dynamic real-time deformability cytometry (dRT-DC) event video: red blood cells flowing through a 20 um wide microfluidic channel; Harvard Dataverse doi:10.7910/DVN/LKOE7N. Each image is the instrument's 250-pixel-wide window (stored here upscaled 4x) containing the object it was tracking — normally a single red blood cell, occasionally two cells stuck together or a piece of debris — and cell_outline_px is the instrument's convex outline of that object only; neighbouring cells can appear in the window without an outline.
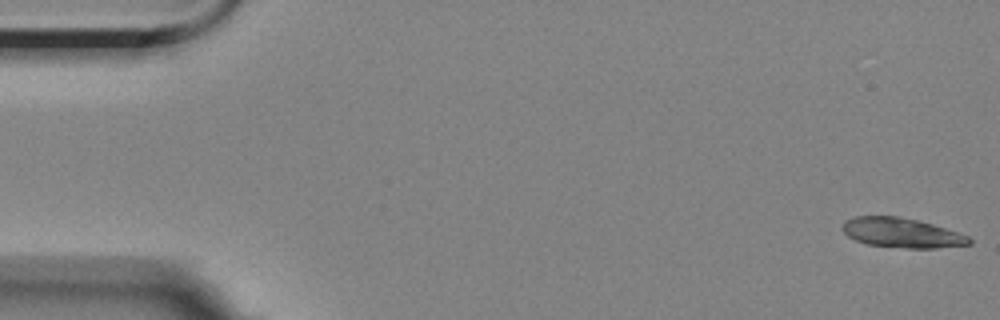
{"species": "Egyptian fruit bat (a non-hibernating species)", "species_latin": "Rousettus aegyptiacus", "temperature_condition": "room temperature", "stored_images_in_passage": 5, "camera_frame_rate_fps": 3000, "um_per_image_px": 0.085, "animal": {"sex": "female"}, "frame": {"image": 1, "passage_image": 1, "time_ms": 0.0, "image_size_px": [1000, 320], "cell_outline_px": [[972, 244], [936, 248], [908, 248], [868, 244], [856, 240], [848, 236], [844, 232], [844, 224], [848, 220], [856, 216], [896, 216], [916, 220], [932, 224], [968, 236], [972, 240]], "centroid_in_image_um": [76.68, 19.79], "position_along_channel_um": 8.3, "area_um2": 21.44}}
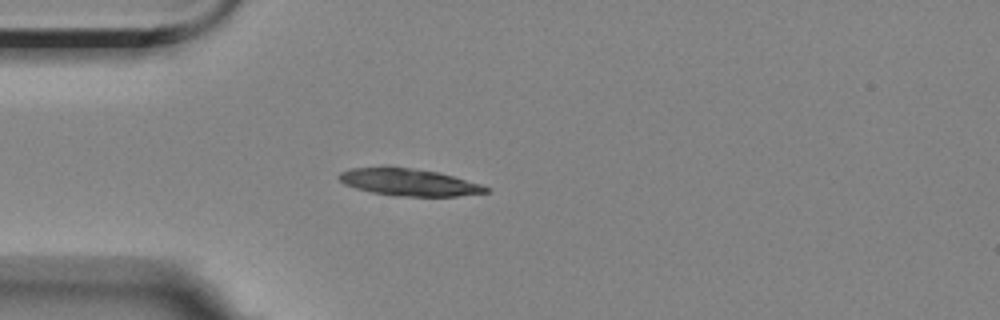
{"frame": {"image": 2, "passage_image": 5, "time_ms": 4.667, "image_size_px": [1000, 320], "cell_outline_px": [[488, 192], [456, 196], [396, 196], [372, 192], [356, 188], [344, 184], [336, 176], [340, 172], [352, 168], [412, 168], [436, 172], [452, 176], [480, 184], [488, 188]], "centroid_in_image_um": [34.73, 15.5], "position_along_channel_um": 50.3, "area_um2": 22.6}}